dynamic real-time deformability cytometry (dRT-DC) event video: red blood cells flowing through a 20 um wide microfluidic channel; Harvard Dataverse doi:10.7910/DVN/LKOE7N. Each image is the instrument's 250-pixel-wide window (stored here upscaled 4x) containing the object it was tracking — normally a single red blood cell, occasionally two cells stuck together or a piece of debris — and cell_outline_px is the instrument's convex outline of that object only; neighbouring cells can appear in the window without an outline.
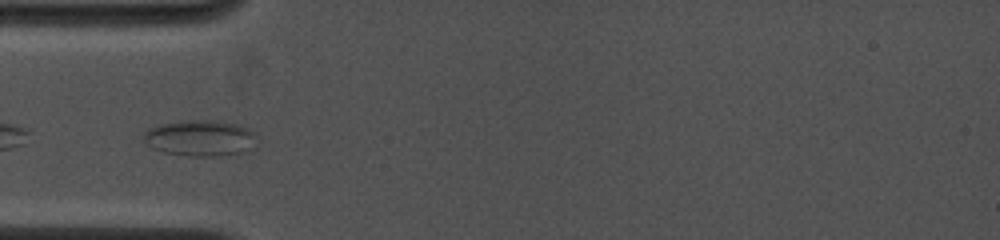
{"species": "common noctule bat (a hibernating species)", "species_latin": "Nyctalus noctula", "temperature_condition": "cold", "stored_images_in_passage": 3, "camera_frame_rate_fps": 4500, "um_per_image_px": 0.085, "animal": {"sex": "female", "body_mass_g": 19.0, "forearm_length_mm": 53.3}, "frame": {"image": 1, "passage_image": 1, "time_ms": 0.0, "image_size_px": [1000, 240], "cell_outline_px": [[252, 136], [240, 152], [220, 156], [188, 156], [164, 152], [152, 148], [144, 140], [144, 132], [148, 128], [160, 124], [180, 120], [216, 120], [236, 124], [248, 128]], "centroid_in_image_um": [16.83, 11.71], "position_along_channel_um": 68.2, "area_um2": 22.95}}
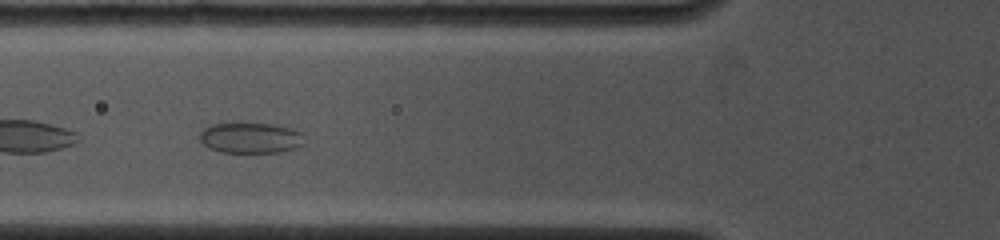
{"frame": {"image": 2, "passage_image": 2, "time_ms": 0.889, "image_size_px": [1000, 240], "cell_outline_px": [[304, 144], [296, 148], [280, 152], [220, 152], [208, 148], [200, 140], [200, 132], [204, 128], [212, 124], [236, 120], [272, 124], [292, 128], [300, 132]], "centroid_in_image_um": [21.25, 11.67], "position_along_channel_um": 104.5, "area_um2": 19.36}}